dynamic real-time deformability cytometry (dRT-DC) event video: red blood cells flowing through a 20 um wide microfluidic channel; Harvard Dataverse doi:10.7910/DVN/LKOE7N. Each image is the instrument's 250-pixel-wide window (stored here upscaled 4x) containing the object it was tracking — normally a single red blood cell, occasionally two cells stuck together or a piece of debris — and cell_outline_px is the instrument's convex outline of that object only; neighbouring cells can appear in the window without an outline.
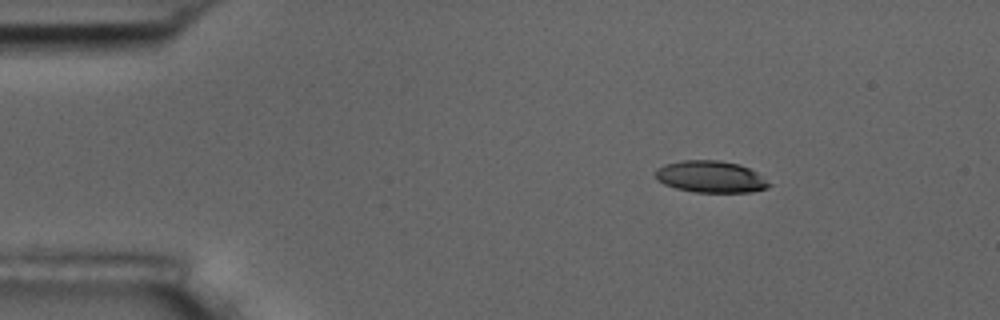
{"species": "common noctule bat (a hibernating species)", "species_latin": "Nyctalus noctula", "temperature_condition": "room temperature", "stored_images_in_passage": 4, "camera_frame_rate_fps": 3000, "um_per_image_px": 0.085, "animal": {"sex": "male", "body_mass_g": 17.5, "forearm_length_mm": 52.3}, "frame": {"image": 1, "passage_image": 2, "time_ms": 1.0, "image_size_px": [1000, 320], "cell_outline_px": [[772, 184], [768, 188], [752, 192], [692, 192], [676, 188], [664, 184], [656, 176], [656, 168], [664, 164], [684, 160], [720, 160], [740, 164], [756, 172]], "centroid_in_image_um": [60.43, 15.02], "position_along_channel_um": 24.6, "area_um2": 21.04}}